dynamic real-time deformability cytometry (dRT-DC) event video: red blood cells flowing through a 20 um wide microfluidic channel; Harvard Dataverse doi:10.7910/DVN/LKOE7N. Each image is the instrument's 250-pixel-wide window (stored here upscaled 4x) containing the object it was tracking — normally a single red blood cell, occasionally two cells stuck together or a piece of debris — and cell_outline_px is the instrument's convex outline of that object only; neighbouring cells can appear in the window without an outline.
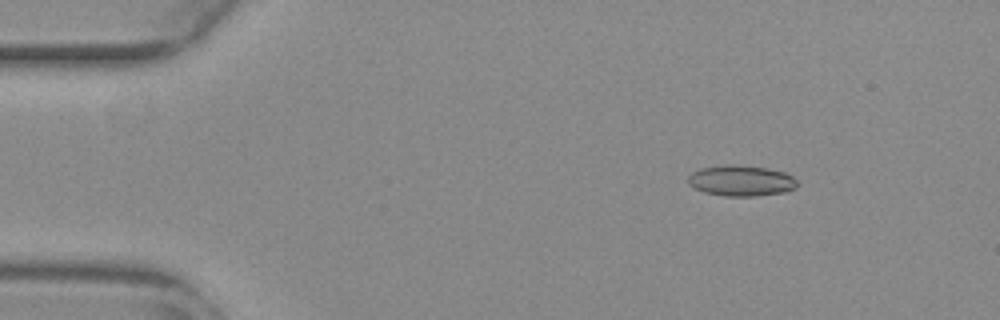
{"species": "common noctule bat (a hibernating species)", "species_latin": "Nyctalus noctula", "temperature_condition": "warm", "stored_images_in_passage": 54, "camera_frame_rate_fps": 3000, "um_per_image_px": 0.085, "animal": {"sex": "female", "body_mass_g": 29.2, "forearm_length_mm": 56.3}, "frame": {"image": 1, "passage_image": 8, "time_ms": 2.333, "image_size_px": [1000, 320], "cell_outline_px": [[800, 184], [796, 188], [784, 192], [756, 196], [724, 196], [704, 192], [688, 184], [688, 176], [692, 172], [700, 168], [724, 164], [732, 164], [768, 168], [784, 172], [792, 176]], "centroid_in_image_um": [63.0, 15.35], "position_along_channel_um": 22.0, "area_um2": 19.77}}
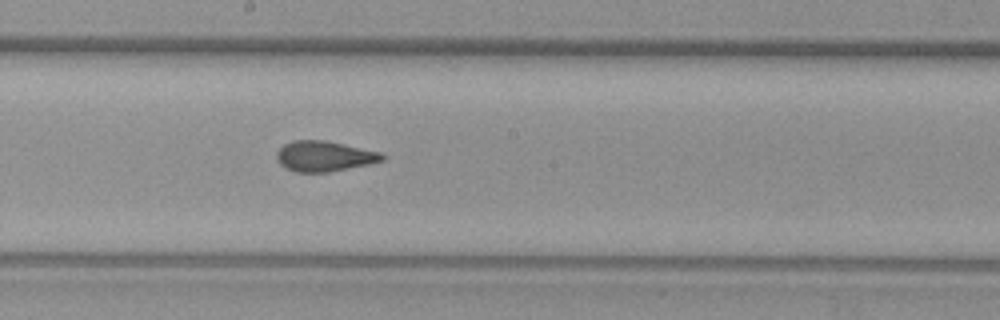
{"frame": {"image": 2, "passage_image": 30, "time_ms": 9.667, "image_size_px": [1000, 320], "cell_outline_px": [[388, 156], [384, 160], [368, 164], [328, 172], [296, 172], [284, 168], [276, 160], [276, 152], [284, 144], [292, 140], [324, 140], [380, 152]], "centroid_in_image_um": [27.53, 13.28], "position_along_channel_um": 220.7, "area_um2": 18.73}}
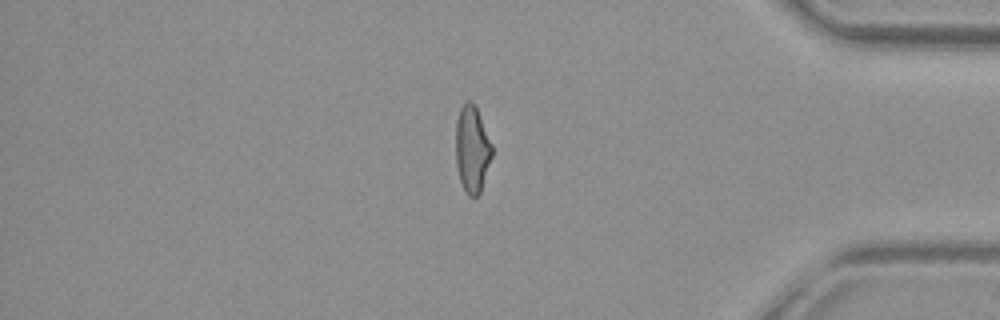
{"frame": {"image": 3, "passage_image": 46, "time_ms": 15.0, "image_size_px": [1000, 320], "cell_outline_px": [[492, 156], [480, 192], [476, 196], [468, 196], [460, 180], [456, 164], [456, 120], [460, 108], [468, 100], [472, 100], [476, 104], [492, 144]], "centroid_in_image_um": [40.13, 12.62], "position_along_channel_um": 395.1, "area_um2": 18.38}, "authors_computed_cell_mechanics": {"area_um2": 18.8717, "velocity_mm_per_s": 3.8685, "shape_relaxation_time_tau1_ms": null, "shape_relaxation_time_tau2_ms": 1.1847, "deformation_change_tau1": null, "deformation_change_tau2": 0.0783}}